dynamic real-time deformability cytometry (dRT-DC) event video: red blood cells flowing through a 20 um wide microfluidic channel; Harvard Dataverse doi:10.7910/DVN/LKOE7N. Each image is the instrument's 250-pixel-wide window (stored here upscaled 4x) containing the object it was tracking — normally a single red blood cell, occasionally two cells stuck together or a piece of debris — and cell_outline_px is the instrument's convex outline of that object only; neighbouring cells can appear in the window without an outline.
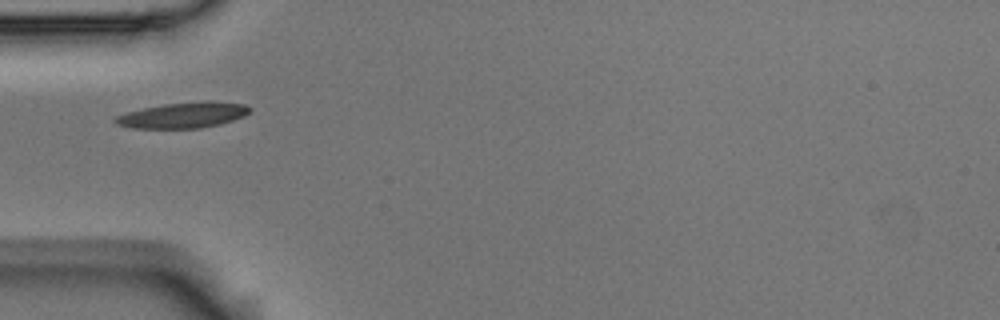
{"species": "Egyptian fruit bat (a non-hibernating species)", "species_latin": "Rousettus aegyptiacus", "temperature_condition": "room temperature", "stored_images_in_passage": 36, "camera_frame_rate_fps": 3000, "um_per_image_px": 0.085, "animal": {"sex": "male"}, "frame": {"image": 1, "passage_image": 1, "time_ms": 0.0, "image_size_px": [1000, 320], "cell_outline_px": [[252, 112], [244, 116], [220, 124], [200, 128], [132, 128], [116, 124], [112, 120], [116, 116], [128, 112], [144, 108], [164, 104], [204, 100], [212, 100], [244, 104], [252, 108]], "centroid_in_image_um": [15.62, 9.77], "position_along_channel_um": 69.4, "area_um2": 20.29}}
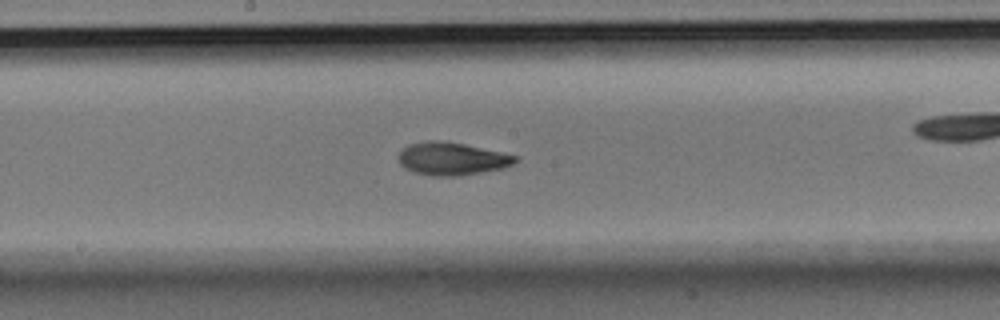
{"frame": {"image": 2, "passage_image": 9, "time_ms": 2.667, "image_size_px": [1000, 320], "cell_outline_px": [[516, 160], [512, 164], [504, 168], [460, 176], [432, 176], [412, 172], [404, 168], [400, 164], [400, 152], [408, 144], [428, 140], [440, 140], [464, 144], [500, 152], [516, 156]], "centroid_in_image_um": [38.37, 13.5], "position_along_channel_um": 209.8, "area_um2": 22.2}}
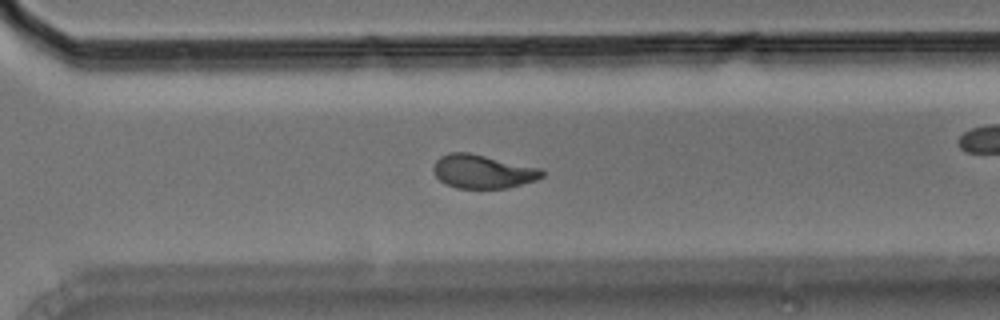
{"frame": {"image": 3, "passage_image": 19, "time_ms": 6.0, "image_size_px": [1000, 320], "cell_outline_px": [[544, 176], [536, 180], [508, 188], [456, 188], [444, 184], [436, 176], [432, 168], [436, 160], [440, 156], [448, 152], [468, 152], [540, 168], [544, 172]], "centroid_in_image_um": [41.01, 14.58], "position_along_channel_um": 329.6, "area_um2": 21.33}, "authors_computed_cell_mechanics": {"area_um2": 21.4149, "velocity_mm_per_s": 3.6071, "shape_relaxation_time_tau1_ms": 3.4182, "shape_relaxation_time_tau2_ms": 2.2043, "deformation_change_tau1": 0.181, "deformation_change_tau2": 0.0876}}